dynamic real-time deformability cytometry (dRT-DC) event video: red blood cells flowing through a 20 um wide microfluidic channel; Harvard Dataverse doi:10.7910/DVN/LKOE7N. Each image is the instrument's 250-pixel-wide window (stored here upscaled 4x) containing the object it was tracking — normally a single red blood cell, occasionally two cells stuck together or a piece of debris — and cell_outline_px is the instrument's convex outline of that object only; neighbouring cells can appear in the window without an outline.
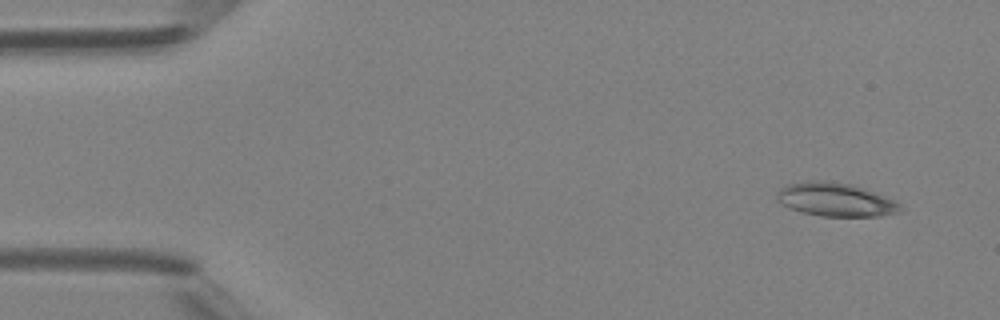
{"species": "Egyptian fruit bat (a non-hibernating species)", "species_latin": "Rousettus aegyptiacus", "temperature_condition": "room temperature", "stored_images_in_passage": 4, "camera_frame_rate_fps": 3000, "um_per_image_px": 0.085, "animal": {"sex": "female"}, "frame": {"image": 1, "passage_image": 1, "time_ms": 0.0, "image_size_px": [1000, 320], "cell_outline_px": [[900, 212], [880, 216], [820, 216], [800, 212], [780, 204], [776, 200], [776, 192], [780, 188], [788, 184], [804, 180], [824, 180], [852, 184], [892, 200], [900, 204]], "centroid_in_image_um": [70.92, 16.96], "position_along_channel_um": 14.1, "area_um2": 24.1}}
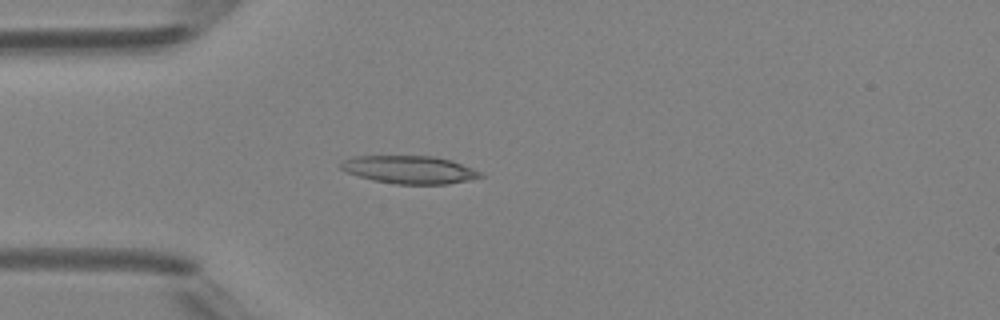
{"frame": {"image": 2, "passage_image": 4, "time_ms": 3.333, "image_size_px": [1000, 320], "cell_outline_px": [[484, 176], [468, 180], [448, 184], [396, 184], [376, 180], [344, 172], [340, 168], [340, 164], [344, 160], [352, 156], [432, 156], [452, 160], [472, 168], [480, 172]], "centroid_in_image_um": [34.8, 14.42], "position_along_channel_um": 50.2, "area_um2": 22.54}}